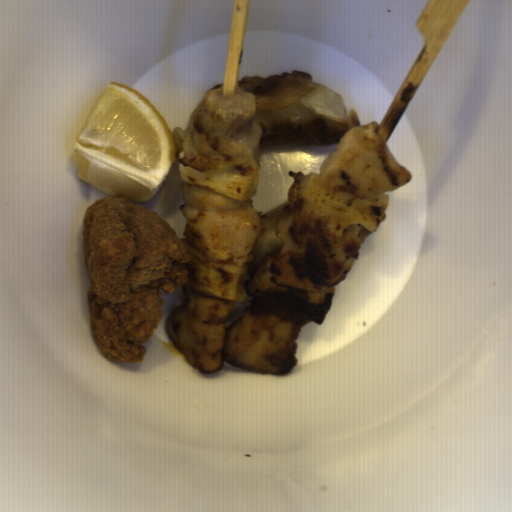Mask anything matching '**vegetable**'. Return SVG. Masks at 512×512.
I'll list each match as a JSON object with an SVG mask.
<instances>
[{"mask_svg": "<svg viewBox=\"0 0 512 512\" xmlns=\"http://www.w3.org/2000/svg\"><path fill=\"white\" fill-rule=\"evenodd\" d=\"M275 256L266 255L250 277L247 263L229 265L200 262L190 257L185 263L188 279L181 286L191 293L241 302L248 297L266 300L282 309L322 324L335 296L334 286L322 292H306L277 283L270 272Z\"/></svg>", "mask_w": 512, "mask_h": 512, "instance_id": "1", "label": "vegetable"}, {"mask_svg": "<svg viewBox=\"0 0 512 512\" xmlns=\"http://www.w3.org/2000/svg\"><path fill=\"white\" fill-rule=\"evenodd\" d=\"M389 203L388 194L360 199L332 189L323 183L319 173L299 172L288 192V206L314 209L346 224L363 227L371 234L377 231Z\"/></svg>", "mask_w": 512, "mask_h": 512, "instance_id": "2", "label": "vegetable"}, {"mask_svg": "<svg viewBox=\"0 0 512 512\" xmlns=\"http://www.w3.org/2000/svg\"><path fill=\"white\" fill-rule=\"evenodd\" d=\"M178 172L185 183L216 191L239 202L249 200L257 194L259 169L250 173L225 168L200 171L179 162Z\"/></svg>", "mask_w": 512, "mask_h": 512, "instance_id": "3", "label": "vegetable"}]
</instances>
